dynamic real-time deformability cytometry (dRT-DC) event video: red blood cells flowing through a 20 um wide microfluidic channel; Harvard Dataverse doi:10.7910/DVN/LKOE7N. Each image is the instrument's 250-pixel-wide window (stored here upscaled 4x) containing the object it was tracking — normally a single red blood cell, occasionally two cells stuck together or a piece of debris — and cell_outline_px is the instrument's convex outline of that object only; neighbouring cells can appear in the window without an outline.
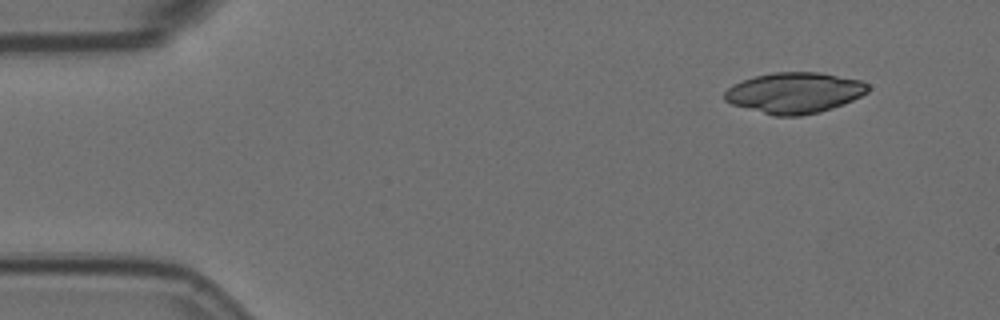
{"species": "Egyptian fruit bat (a non-hibernating species)", "species_latin": "Rousettus aegyptiacus", "temperature_condition": "room temperature", "stored_images_in_passage": 4, "camera_frame_rate_fps": 3000, "um_per_image_px": 0.085, "animal": {"sex": "female"}, "frame": {"image": 1, "passage_image": 1, "time_ms": 0.0, "image_size_px": [1000, 320], "cell_outline_px": [[868, 92], [844, 104], [820, 112], [800, 116], [772, 116], [732, 104], [724, 100], [724, 92], [732, 84], [756, 76], [772, 72], [820, 72], [860, 80], [868, 84]], "centroid_in_image_um": [67.52, 7.89], "position_along_channel_um": 17.5, "area_um2": 34.16}}